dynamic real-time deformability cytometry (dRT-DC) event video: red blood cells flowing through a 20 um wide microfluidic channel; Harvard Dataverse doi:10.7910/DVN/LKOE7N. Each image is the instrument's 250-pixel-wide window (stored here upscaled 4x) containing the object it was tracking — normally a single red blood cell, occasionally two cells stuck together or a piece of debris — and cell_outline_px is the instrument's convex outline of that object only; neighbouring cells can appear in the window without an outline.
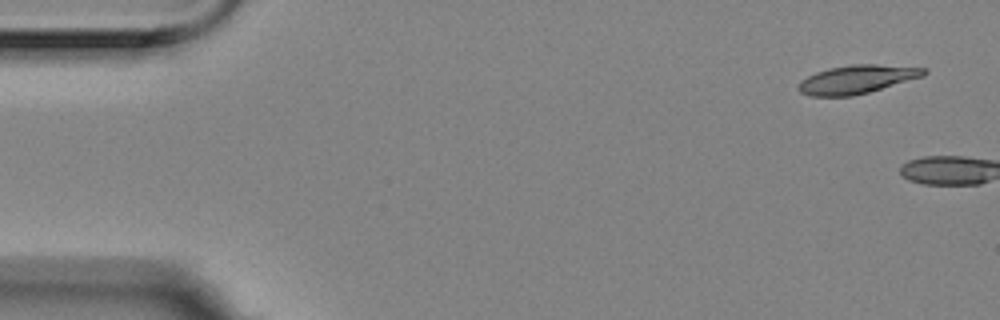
{"species": "Egyptian fruit bat (a non-hibernating species)", "species_latin": "Rousettus aegyptiacus", "temperature_condition": "room temperature", "stored_images_in_passage": 6, "camera_frame_rate_fps": 3000, "um_per_image_px": 0.085, "animal": {"sex": "female"}, "frame": {"image": 1, "passage_image": 1, "time_ms": 0.0, "image_size_px": [1000, 320], "cell_outline_px": [[928, 72], [924, 76], [868, 92], [852, 96], [812, 96], [800, 92], [796, 88], [800, 80], [816, 72], [828, 68], [852, 64], [876, 64], [928, 68]], "centroid_in_image_um": [72.83, 6.74], "position_along_channel_um": 12.2, "area_um2": 20.87}}